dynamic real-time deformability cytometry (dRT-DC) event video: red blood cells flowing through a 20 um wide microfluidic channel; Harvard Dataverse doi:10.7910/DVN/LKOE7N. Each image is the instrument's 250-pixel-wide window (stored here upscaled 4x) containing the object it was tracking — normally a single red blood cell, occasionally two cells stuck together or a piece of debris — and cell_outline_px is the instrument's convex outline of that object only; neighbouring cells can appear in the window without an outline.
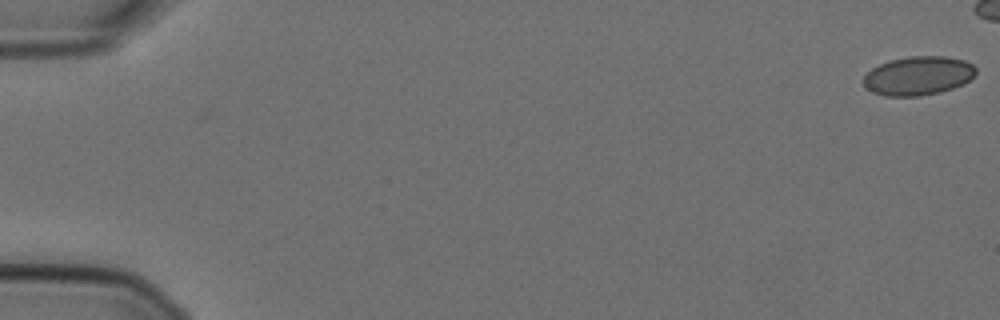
{"species": "Egyptian fruit bat (a non-hibernating species)", "species_latin": "Rousettus aegyptiacus", "temperature_condition": "cold", "stored_images_in_passage": 50, "camera_frame_rate_fps": 3000, "um_per_image_px": 0.085, "animal": {"sex": "female"}, "frame": {"image": 1, "passage_image": 1, "time_ms": 0.0, "image_size_px": [1000, 320], "cell_outline_px": [[976, 72], [964, 84], [940, 92], [920, 96], [884, 96], [872, 92], [864, 84], [864, 76], [872, 68], [888, 60], [908, 56], [944, 56], [964, 60], [972, 64], [976, 68]], "centroid_in_image_um": [78.04, 6.43], "position_along_channel_um": 7.0, "area_um2": 25.43}}
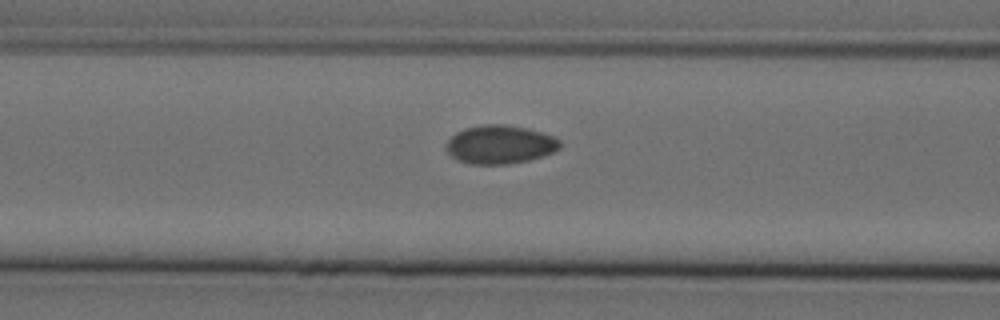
{"frame": {"image": 2, "passage_image": 24, "time_ms": 7.667, "image_size_px": [1000, 320], "cell_outline_px": [[560, 148], [544, 156], [528, 160], [508, 164], [468, 164], [456, 160], [444, 148], [444, 144], [456, 132], [464, 128], [484, 124], [504, 124], [528, 128], [544, 132], [560, 140]], "centroid_in_image_um": [42.47, 12.28], "position_along_channel_um": 124.1, "area_um2": 25.84}}
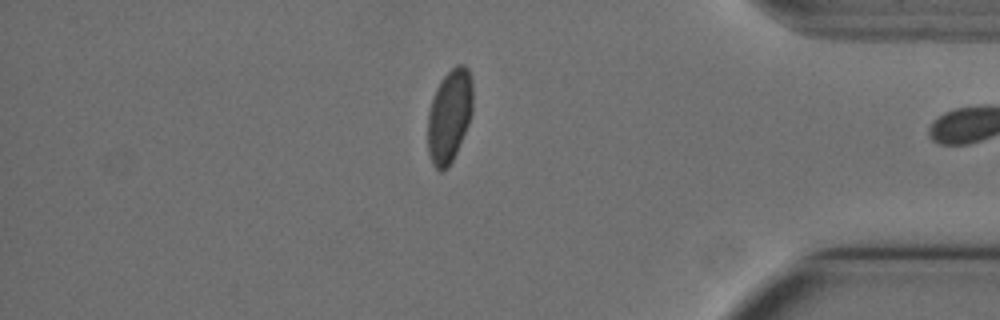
{"frame": {"image": 3, "passage_image": 49, "time_ms": 16.0, "image_size_px": [1000, 320], "cell_outline_px": [[472, 112], [468, 124], [456, 152], [448, 168], [440, 172], [432, 164], [428, 152], [428, 112], [436, 88], [440, 80], [456, 64], [464, 64], [468, 68], [472, 80]], "centroid_in_image_um": [38.19, 9.83], "position_along_channel_um": 397.0, "area_um2": 24.45}}